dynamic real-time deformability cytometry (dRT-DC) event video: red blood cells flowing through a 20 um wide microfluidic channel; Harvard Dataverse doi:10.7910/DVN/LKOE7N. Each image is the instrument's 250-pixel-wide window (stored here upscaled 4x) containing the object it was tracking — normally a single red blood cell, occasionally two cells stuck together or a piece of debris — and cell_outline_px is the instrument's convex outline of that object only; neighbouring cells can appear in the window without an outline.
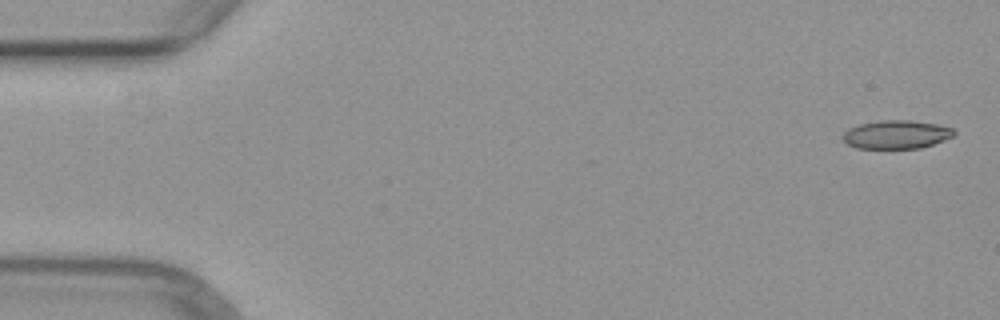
{"species": "common noctule bat (a hibernating species)", "species_latin": "Nyctalus noctula", "temperature_condition": "warm", "stored_images_in_passage": 6, "camera_frame_rate_fps": 3000, "um_per_image_px": 0.085, "animal": {"sex": "female", "body_mass_g": 29.2, "forearm_length_mm": 56.3}, "frame": {"image": 1, "passage_image": 1, "time_ms": 0.0, "image_size_px": [1000, 320], "cell_outline_px": [[956, 132], [952, 136], [944, 140], [920, 148], [856, 148], [848, 144], [844, 140], [844, 132], [848, 128], [860, 124], [880, 120], [912, 120], [936, 124], [952, 128]], "centroid_in_image_um": [76.19, 11.42], "position_along_channel_um": 8.8, "area_um2": 18.26}}
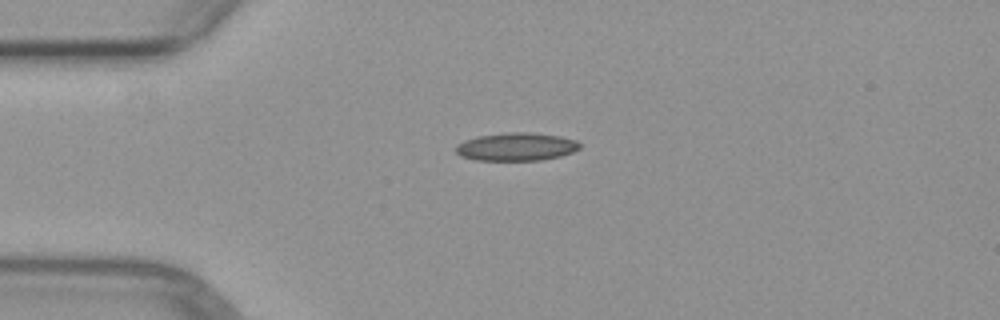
{"frame": {"image": 2, "passage_image": 4, "time_ms": 3.667, "image_size_px": [1000, 320], "cell_outline_px": [[580, 148], [572, 152], [560, 156], [540, 160], [476, 160], [460, 156], [456, 152], [456, 144], [464, 140], [476, 136], [508, 132], [532, 132], [560, 136], [576, 140], [580, 144]], "centroid_in_image_um": [43.87, 12.46], "position_along_channel_um": 41.1, "area_um2": 20.35}}
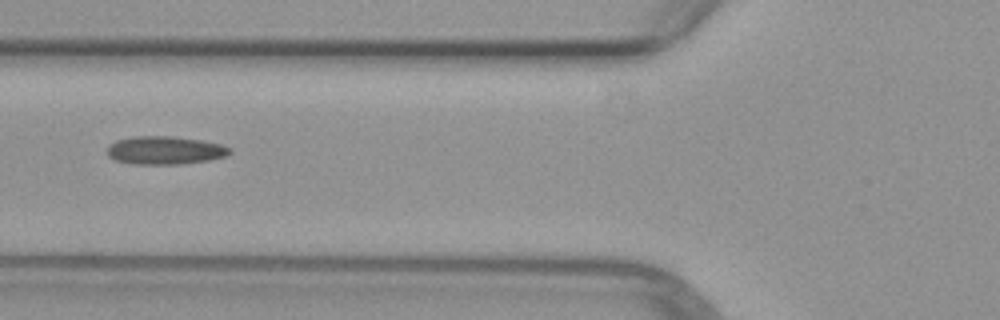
{"frame": {"image": 3, "passage_image": 6, "time_ms": 6.0, "image_size_px": [1000, 320], "cell_outline_px": [[232, 152], [224, 156], [208, 160], [180, 164], [132, 164], [116, 160], [108, 156], [108, 148], [116, 140], [136, 136], [172, 136], [200, 140], [220, 144], [232, 148]], "centroid_in_image_um": [14.03, 12.78], "position_along_channel_um": 111.8, "area_um2": 19.94}}